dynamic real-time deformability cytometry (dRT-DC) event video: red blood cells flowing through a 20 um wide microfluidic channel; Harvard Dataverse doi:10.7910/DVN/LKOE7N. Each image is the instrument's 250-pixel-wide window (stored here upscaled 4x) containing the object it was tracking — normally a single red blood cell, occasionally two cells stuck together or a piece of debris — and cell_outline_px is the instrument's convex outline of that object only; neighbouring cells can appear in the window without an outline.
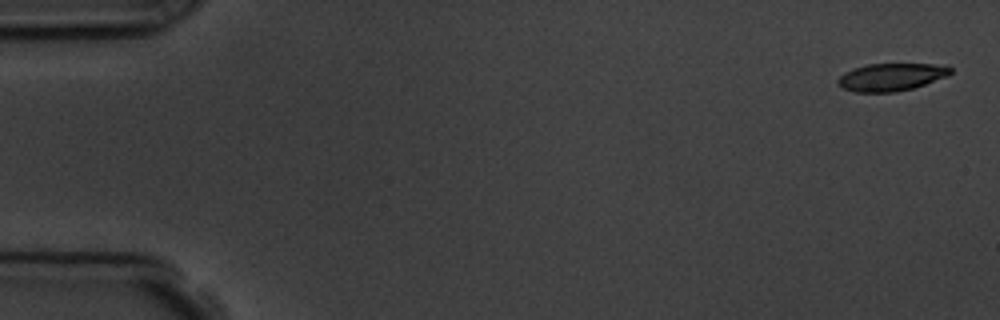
{"species": "common noctule bat (a hibernating species)", "species_latin": "Nyctalus noctula", "temperature_condition": "room temperature", "stored_images_in_passage": 5, "camera_frame_rate_fps": 3000, "um_per_image_px": 0.085, "animal": {"sex": "male", "body_mass_g": 19.5, "forearm_length_mm": 54.6}, "frame": {"image": 1, "passage_image": 1, "time_ms": 0.0, "image_size_px": [1000, 320], "cell_outline_px": [[952, 72], [948, 76], [912, 88], [896, 92], [856, 92], [844, 88], [836, 84], [836, 80], [840, 76], [856, 68], [868, 64], [932, 64], [952, 68]], "centroid_in_image_um": [75.75, 6.55], "position_along_channel_um": 9.3, "area_um2": 17.8}}
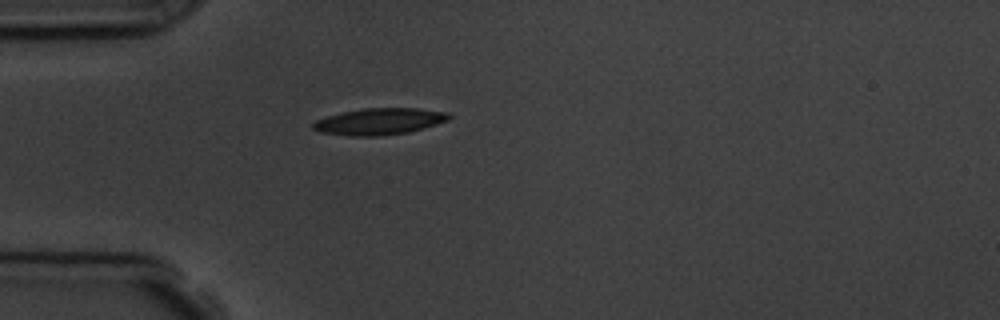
{"frame": {"image": 2, "passage_image": 5, "time_ms": 4.667, "image_size_px": [1000, 320], "cell_outline_px": [[452, 116], [448, 120], [424, 128], [408, 132], [376, 136], [348, 136], [320, 132], [312, 128], [312, 124], [316, 120], [328, 116], [344, 112], [364, 108], [416, 108], [448, 112]], "centroid_in_image_um": [32.25, 10.32], "position_along_channel_um": 52.7, "area_um2": 20.92}}